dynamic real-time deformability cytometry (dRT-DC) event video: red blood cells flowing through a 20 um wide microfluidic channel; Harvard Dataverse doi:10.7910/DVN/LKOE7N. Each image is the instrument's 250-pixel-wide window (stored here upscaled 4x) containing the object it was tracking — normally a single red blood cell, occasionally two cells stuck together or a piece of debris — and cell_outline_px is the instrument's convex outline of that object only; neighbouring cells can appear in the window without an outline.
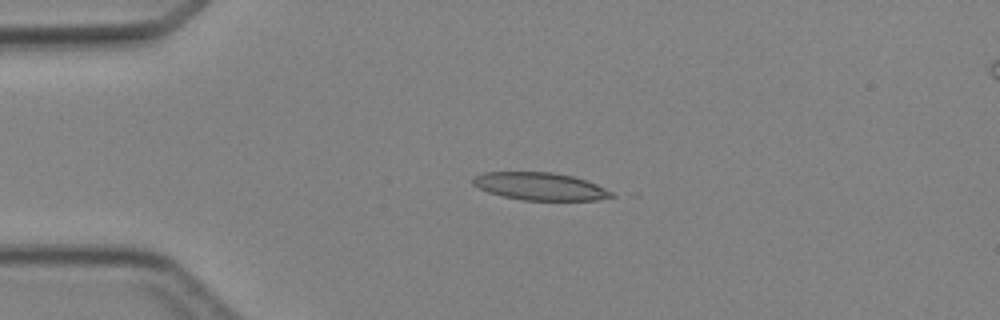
{"species": "Egyptian fruit bat (a non-hibernating species)", "species_latin": "Rousettus aegyptiacus", "temperature_condition": "cold", "stored_images_in_passage": 4, "camera_frame_rate_fps": 3000, "um_per_image_px": 0.085, "animal": {"sex": "female"}, "frame": {"image": 1, "passage_image": 2, "time_ms": 2.0, "image_size_px": [1000, 320], "cell_outline_px": [[616, 196], [596, 200], [524, 200], [504, 196], [488, 192], [472, 184], [472, 180], [476, 176], [484, 172], [552, 172], [572, 176], [596, 184], [612, 192]], "centroid_in_image_um": [45.91, 15.84], "position_along_channel_um": 39.1, "area_um2": 22.02}}
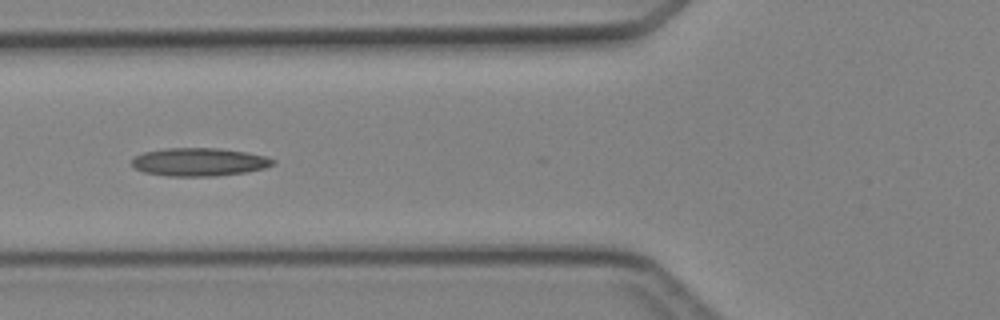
{"frame": {"image": 2, "passage_image": 4, "time_ms": 4.333, "image_size_px": [1000, 320], "cell_outline_px": [[276, 164], [264, 168], [244, 172], [216, 176], [168, 176], [144, 172], [136, 168], [132, 164], [132, 156], [144, 152], [164, 148], [220, 148], [248, 152], [264, 156], [276, 160]], "centroid_in_image_um": [16.93, 13.76], "position_along_channel_um": 108.9, "area_um2": 23.24}}